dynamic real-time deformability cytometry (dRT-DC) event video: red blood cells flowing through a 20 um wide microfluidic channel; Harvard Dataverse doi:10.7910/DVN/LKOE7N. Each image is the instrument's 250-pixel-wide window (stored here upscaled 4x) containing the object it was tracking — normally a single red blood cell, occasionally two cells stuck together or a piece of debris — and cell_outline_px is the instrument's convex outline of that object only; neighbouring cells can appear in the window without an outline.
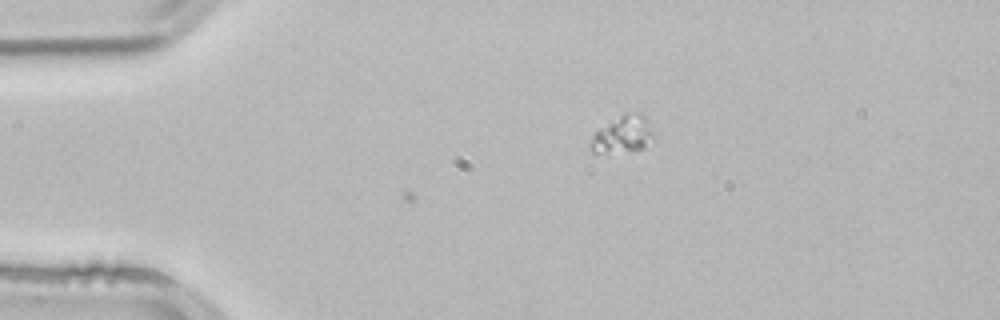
{"species": "common noctule bat (a hibernating species)", "species_latin": "Nyctalus noctula", "temperature_condition": "room temperature", "stored_images_in_passage": 3, "camera_frame_rate_fps": 3000, "um_per_image_px": 0.085, "animal": {"sex": "male", "body_mass_g": 21.5, "forearm_length_mm": 52.0}, "frame": {"image": 1, "passage_image": 2, "time_ms": 0.333, "image_size_px": [1000, 320], "cell_outline_px": [[656, 136], [644, 148], [632, 152], [592, 152], [588, 148], [592, 136], [596, 132], [624, 112], [640, 112], [644, 116]], "centroid_in_image_um": [52.97, 11.44], "position_along_channel_um": 32.0, "area_um2": 13.76}}